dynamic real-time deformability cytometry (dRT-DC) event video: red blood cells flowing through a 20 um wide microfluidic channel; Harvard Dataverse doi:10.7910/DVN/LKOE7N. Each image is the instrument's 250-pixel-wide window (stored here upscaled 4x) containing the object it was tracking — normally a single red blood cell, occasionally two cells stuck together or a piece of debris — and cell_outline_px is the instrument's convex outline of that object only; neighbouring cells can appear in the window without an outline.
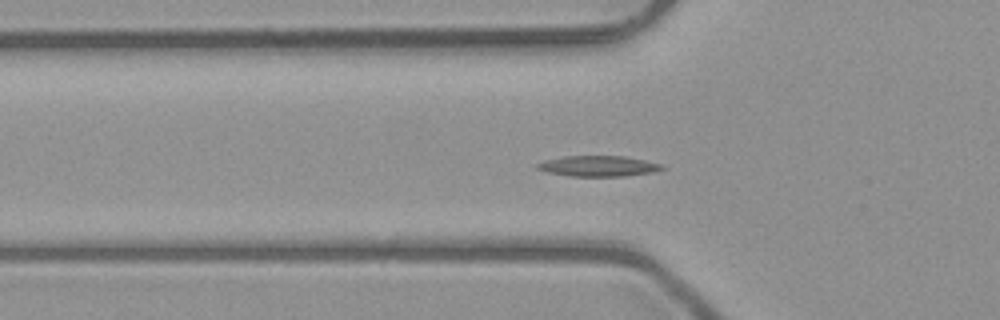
{"species": "common noctule bat (a hibernating species)", "species_latin": "Nyctalus noctula", "temperature_condition": "room temperature", "stored_images_in_passage": 53, "camera_frame_rate_fps": 3000, "um_per_image_px": 0.085, "animal": {"sex": "male", "body_mass_g": 23.1, "forearm_length_mm": 52.7}, "frame": {"image": 1, "passage_image": 18, "time_ms": 5.667, "image_size_px": [1000, 320], "cell_outline_px": [[668, 168], [652, 172], [624, 176], [568, 176], [548, 172], [536, 168], [536, 164], [544, 160], [564, 156], [624, 156], [664, 164]], "centroid_in_image_um": [50.89, 14.11], "position_along_channel_um": 74.9, "area_um2": 15.09}}
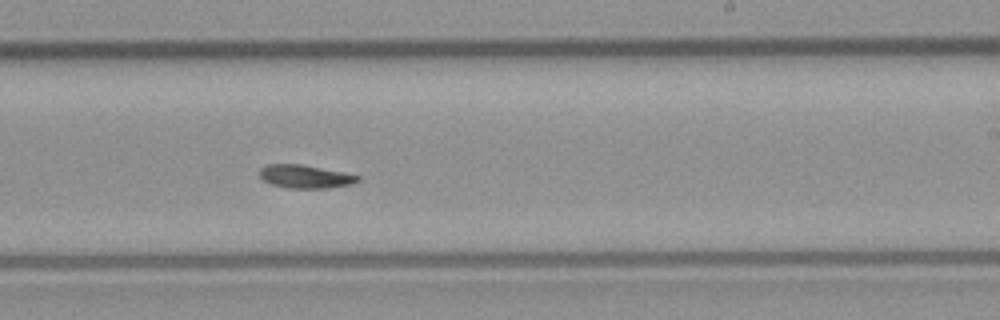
{"frame": {"image": 2, "passage_image": 32, "time_ms": 10.333, "image_size_px": [1000, 320], "cell_outline_px": [[360, 180], [352, 184], [328, 188], [288, 188], [268, 184], [260, 176], [260, 168], [268, 164], [300, 164], [344, 172], [360, 176]], "centroid_in_image_um": [25.94, 15.01], "position_along_channel_um": 263.1, "area_um2": 13.35}}
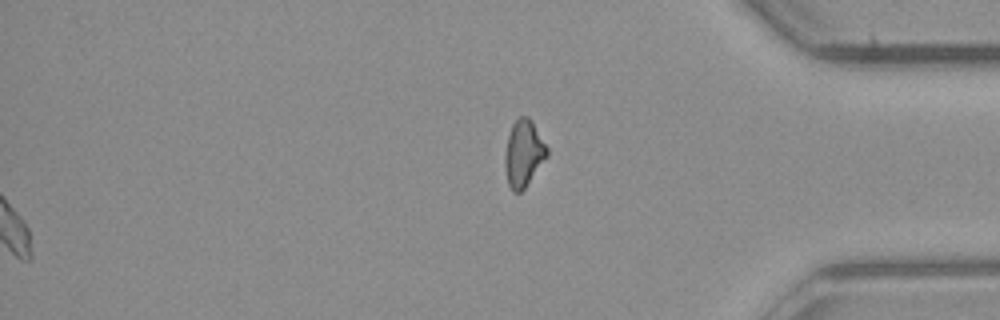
{"frame": {"image": 3, "passage_image": 53, "time_ms": 17.333, "image_size_px": [1000, 320], "cell_outline_px": [[548, 156], [524, 188], [520, 192], [512, 192], [508, 184], [504, 168], [504, 156], [508, 136], [512, 124], [520, 116], [528, 116], [532, 120], [548, 148]], "centroid_in_image_um": [44.5, 13.03], "position_along_channel_um": 390.7, "area_um2": 16.42}, "authors_computed_cell_mechanics": {"area_um2": 13.7564, "velocity_mm_per_s": 4.0123, "shape_relaxation_time_tau1_ms": 8.0025, "shape_relaxation_time_tau2_ms": null, "deformation_change_tau1": 0.1722, "deformation_change_tau2": null}}